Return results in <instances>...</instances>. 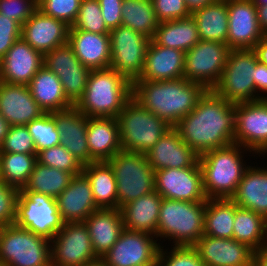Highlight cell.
I'll list each match as a JSON object with an SVG mask.
<instances>
[{"mask_svg": "<svg viewBox=\"0 0 267 266\" xmlns=\"http://www.w3.org/2000/svg\"><path fill=\"white\" fill-rule=\"evenodd\" d=\"M0 153L37 154L33 138L26 125L9 127L0 147Z\"/></svg>", "mask_w": 267, "mask_h": 266, "instance_id": "obj_45", "label": "cell"}, {"mask_svg": "<svg viewBox=\"0 0 267 266\" xmlns=\"http://www.w3.org/2000/svg\"><path fill=\"white\" fill-rule=\"evenodd\" d=\"M0 113L10 126H22L38 119L45 112L27 85L0 81Z\"/></svg>", "mask_w": 267, "mask_h": 266, "instance_id": "obj_22", "label": "cell"}, {"mask_svg": "<svg viewBox=\"0 0 267 266\" xmlns=\"http://www.w3.org/2000/svg\"><path fill=\"white\" fill-rule=\"evenodd\" d=\"M152 40L164 47L182 50L185 53L199 41L198 27L195 18H185L160 22Z\"/></svg>", "mask_w": 267, "mask_h": 266, "instance_id": "obj_32", "label": "cell"}, {"mask_svg": "<svg viewBox=\"0 0 267 266\" xmlns=\"http://www.w3.org/2000/svg\"><path fill=\"white\" fill-rule=\"evenodd\" d=\"M56 203L64 223L84 222L99 209L90 181L83 172L72 177L68 187L56 198Z\"/></svg>", "mask_w": 267, "mask_h": 266, "instance_id": "obj_24", "label": "cell"}, {"mask_svg": "<svg viewBox=\"0 0 267 266\" xmlns=\"http://www.w3.org/2000/svg\"><path fill=\"white\" fill-rule=\"evenodd\" d=\"M160 22L185 18L191 15L185 0H152Z\"/></svg>", "mask_w": 267, "mask_h": 266, "instance_id": "obj_50", "label": "cell"}, {"mask_svg": "<svg viewBox=\"0 0 267 266\" xmlns=\"http://www.w3.org/2000/svg\"><path fill=\"white\" fill-rule=\"evenodd\" d=\"M37 162L73 175L80 174L83 170V165L61 144L39 151Z\"/></svg>", "mask_w": 267, "mask_h": 266, "instance_id": "obj_43", "label": "cell"}, {"mask_svg": "<svg viewBox=\"0 0 267 266\" xmlns=\"http://www.w3.org/2000/svg\"><path fill=\"white\" fill-rule=\"evenodd\" d=\"M15 224L51 240L64 222L55 198L33 191H20Z\"/></svg>", "mask_w": 267, "mask_h": 266, "instance_id": "obj_10", "label": "cell"}, {"mask_svg": "<svg viewBox=\"0 0 267 266\" xmlns=\"http://www.w3.org/2000/svg\"><path fill=\"white\" fill-rule=\"evenodd\" d=\"M163 247L158 253L160 266H205L192 246H173L169 252Z\"/></svg>", "mask_w": 267, "mask_h": 266, "instance_id": "obj_46", "label": "cell"}, {"mask_svg": "<svg viewBox=\"0 0 267 266\" xmlns=\"http://www.w3.org/2000/svg\"><path fill=\"white\" fill-rule=\"evenodd\" d=\"M230 50L226 43L200 40L185 53L184 78L212 90L221 77Z\"/></svg>", "mask_w": 267, "mask_h": 266, "instance_id": "obj_12", "label": "cell"}, {"mask_svg": "<svg viewBox=\"0 0 267 266\" xmlns=\"http://www.w3.org/2000/svg\"><path fill=\"white\" fill-rule=\"evenodd\" d=\"M234 143L252 151L253 155L267 154V99L234 105Z\"/></svg>", "mask_w": 267, "mask_h": 266, "instance_id": "obj_14", "label": "cell"}, {"mask_svg": "<svg viewBox=\"0 0 267 266\" xmlns=\"http://www.w3.org/2000/svg\"><path fill=\"white\" fill-rule=\"evenodd\" d=\"M80 3L81 0H37V8L71 27L77 18Z\"/></svg>", "mask_w": 267, "mask_h": 266, "instance_id": "obj_44", "label": "cell"}, {"mask_svg": "<svg viewBox=\"0 0 267 266\" xmlns=\"http://www.w3.org/2000/svg\"><path fill=\"white\" fill-rule=\"evenodd\" d=\"M36 162L37 154L0 153V180L21 190Z\"/></svg>", "mask_w": 267, "mask_h": 266, "instance_id": "obj_39", "label": "cell"}, {"mask_svg": "<svg viewBox=\"0 0 267 266\" xmlns=\"http://www.w3.org/2000/svg\"><path fill=\"white\" fill-rule=\"evenodd\" d=\"M70 26L38 8L21 26V38L42 55L68 42Z\"/></svg>", "mask_w": 267, "mask_h": 266, "instance_id": "obj_19", "label": "cell"}, {"mask_svg": "<svg viewBox=\"0 0 267 266\" xmlns=\"http://www.w3.org/2000/svg\"><path fill=\"white\" fill-rule=\"evenodd\" d=\"M213 1L215 0H185V3L187 5V8L192 13L194 10L202 8L209 3H212Z\"/></svg>", "mask_w": 267, "mask_h": 266, "instance_id": "obj_57", "label": "cell"}, {"mask_svg": "<svg viewBox=\"0 0 267 266\" xmlns=\"http://www.w3.org/2000/svg\"><path fill=\"white\" fill-rule=\"evenodd\" d=\"M257 62L254 49L230 50L221 77L212 90L233 104L255 101L252 76Z\"/></svg>", "mask_w": 267, "mask_h": 266, "instance_id": "obj_9", "label": "cell"}, {"mask_svg": "<svg viewBox=\"0 0 267 266\" xmlns=\"http://www.w3.org/2000/svg\"><path fill=\"white\" fill-rule=\"evenodd\" d=\"M96 256L101 259L117 242L124 229L120 209H98L84 221Z\"/></svg>", "mask_w": 267, "mask_h": 266, "instance_id": "obj_28", "label": "cell"}, {"mask_svg": "<svg viewBox=\"0 0 267 266\" xmlns=\"http://www.w3.org/2000/svg\"><path fill=\"white\" fill-rule=\"evenodd\" d=\"M82 172L91 184L93 198L99 209H119L116 180L112 168L106 162L83 165Z\"/></svg>", "mask_w": 267, "mask_h": 266, "instance_id": "obj_34", "label": "cell"}, {"mask_svg": "<svg viewBox=\"0 0 267 266\" xmlns=\"http://www.w3.org/2000/svg\"><path fill=\"white\" fill-rule=\"evenodd\" d=\"M43 65L57 76L61 72L91 70L79 61L68 42L45 53L43 55Z\"/></svg>", "mask_w": 267, "mask_h": 266, "instance_id": "obj_42", "label": "cell"}, {"mask_svg": "<svg viewBox=\"0 0 267 266\" xmlns=\"http://www.w3.org/2000/svg\"><path fill=\"white\" fill-rule=\"evenodd\" d=\"M91 70L61 72L58 77L66 97L75 105L83 96Z\"/></svg>", "mask_w": 267, "mask_h": 266, "instance_id": "obj_47", "label": "cell"}, {"mask_svg": "<svg viewBox=\"0 0 267 266\" xmlns=\"http://www.w3.org/2000/svg\"><path fill=\"white\" fill-rule=\"evenodd\" d=\"M237 208L238 206L228 198L207 199L203 235L232 239L234 215Z\"/></svg>", "mask_w": 267, "mask_h": 266, "instance_id": "obj_35", "label": "cell"}, {"mask_svg": "<svg viewBox=\"0 0 267 266\" xmlns=\"http://www.w3.org/2000/svg\"><path fill=\"white\" fill-rule=\"evenodd\" d=\"M233 103L206 90L195 108L174 128L180 138L199 156L234 143L235 111Z\"/></svg>", "mask_w": 267, "mask_h": 266, "instance_id": "obj_1", "label": "cell"}, {"mask_svg": "<svg viewBox=\"0 0 267 266\" xmlns=\"http://www.w3.org/2000/svg\"><path fill=\"white\" fill-rule=\"evenodd\" d=\"M73 176L36 162L27 184L20 191H33L56 199L68 187Z\"/></svg>", "mask_w": 267, "mask_h": 266, "instance_id": "obj_38", "label": "cell"}, {"mask_svg": "<svg viewBox=\"0 0 267 266\" xmlns=\"http://www.w3.org/2000/svg\"><path fill=\"white\" fill-rule=\"evenodd\" d=\"M258 61L267 65V36L262 38L254 47Z\"/></svg>", "mask_w": 267, "mask_h": 266, "instance_id": "obj_55", "label": "cell"}, {"mask_svg": "<svg viewBox=\"0 0 267 266\" xmlns=\"http://www.w3.org/2000/svg\"><path fill=\"white\" fill-rule=\"evenodd\" d=\"M233 239L254 251L260 250L266 245L267 220L252 210L238 207L234 215Z\"/></svg>", "mask_w": 267, "mask_h": 266, "instance_id": "obj_36", "label": "cell"}, {"mask_svg": "<svg viewBox=\"0 0 267 266\" xmlns=\"http://www.w3.org/2000/svg\"><path fill=\"white\" fill-rule=\"evenodd\" d=\"M256 6L257 20L261 31L267 36V1H252Z\"/></svg>", "mask_w": 267, "mask_h": 266, "instance_id": "obj_54", "label": "cell"}, {"mask_svg": "<svg viewBox=\"0 0 267 266\" xmlns=\"http://www.w3.org/2000/svg\"><path fill=\"white\" fill-rule=\"evenodd\" d=\"M9 127H10V125L8 124V122L3 118V116L0 113V147L2 146V143L5 139V136L7 135Z\"/></svg>", "mask_w": 267, "mask_h": 266, "instance_id": "obj_58", "label": "cell"}, {"mask_svg": "<svg viewBox=\"0 0 267 266\" xmlns=\"http://www.w3.org/2000/svg\"><path fill=\"white\" fill-rule=\"evenodd\" d=\"M162 196L156 191L125 204L122 212L125 229L156 236Z\"/></svg>", "mask_w": 267, "mask_h": 266, "instance_id": "obj_31", "label": "cell"}, {"mask_svg": "<svg viewBox=\"0 0 267 266\" xmlns=\"http://www.w3.org/2000/svg\"><path fill=\"white\" fill-rule=\"evenodd\" d=\"M132 98V83L114 69L91 70L83 96L74 105L87 117H113Z\"/></svg>", "mask_w": 267, "mask_h": 266, "instance_id": "obj_4", "label": "cell"}, {"mask_svg": "<svg viewBox=\"0 0 267 266\" xmlns=\"http://www.w3.org/2000/svg\"><path fill=\"white\" fill-rule=\"evenodd\" d=\"M121 11V25L152 40L160 24L152 0H123Z\"/></svg>", "mask_w": 267, "mask_h": 266, "instance_id": "obj_37", "label": "cell"}, {"mask_svg": "<svg viewBox=\"0 0 267 266\" xmlns=\"http://www.w3.org/2000/svg\"><path fill=\"white\" fill-rule=\"evenodd\" d=\"M68 43L85 67L91 70L109 68L111 63L109 34L69 30Z\"/></svg>", "mask_w": 267, "mask_h": 266, "instance_id": "obj_26", "label": "cell"}, {"mask_svg": "<svg viewBox=\"0 0 267 266\" xmlns=\"http://www.w3.org/2000/svg\"><path fill=\"white\" fill-rule=\"evenodd\" d=\"M83 266H106L102 259H97L93 262L87 263Z\"/></svg>", "mask_w": 267, "mask_h": 266, "instance_id": "obj_59", "label": "cell"}, {"mask_svg": "<svg viewBox=\"0 0 267 266\" xmlns=\"http://www.w3.org/2000/svg\"><path fill=\"white\" fill-rule=\"evenodd\" d=\"M43 66V55L19 38L0 59V81L28 85Z\"/></svg>", "mask_w": 267, "mask_h": 266, "instance_id": "obj_20", "label": "cell"}, {"mask_svg": "<svg viewBox=\"0 0 267 266\" xmlns=\"http://www.w3.org/2000/svg\"><path fill=\"white\" fill-rule=\"evenodd\" d=\"M265 35L252 0H228L227 44L233 49H254Z\"/></svg>", "mask_w": 267, "mask_h": 266, "instance_id": "obj_17", "label": "cell"}, {"mask_svg": "<svg viewBox=\"0 0 267 266\" xmlns=\"http://www.w3.org/2000/svg\"><path fill=\"white\" fill-rule=\"evenodd\" d=\"M205 209L206 201L162 198L156 238L172 240L171 246H193L204 233Z\"/></svg>", "mask_w": 267, "mask_h": 266, "instance_id": "obj_5", "label": "cell"}, {"mask_svg": "<svg viewBox=\"0 0 267 266\" xmlns=\"http://www.w3.org/2000/svg\"><path fill=\"white\" fill-rule=\"evenodd\" d=\"M97 259L84 222L64 223L51 239L52 266H83Z\"/></svg>", "mask_w": 267, "mask_h": 266, "instance_id": "obj_13", "label": "cell"}, {"mask_svg": "<svg viewBox=\"0 0 267 266\" xmlns=\"http://www.w3.org/2000/svg\"><path fill=\"white\" fill-rule=\"evenodd\" d=\"M205 266H253L254 253L246 244L235 239L202 235L192 246Z\"/></svg>", "mask_w": 267, "mask_h": 266, "instance_id": "obj_18", "label": "cell"}, {"mask_svg": "<svg viewBox=\"0 0 267 266\" xmlns=\"http://www.w3.org/2000/svg\"><path fill=\"white\" fill-rule=\"evenodd\" d=\"M55 124L60 133V144L82 165L96 162L90 155L87 143V116L75 106L55 112Z\"/></svg>", "mask_w": 267, "mask_h": 266, "instance_id": "obj_23", "label": "cell"}, {"mask_svg": "<svg viewBox=\"0 0 267 266\" xmlns=\"http://www.w3.org/2000/svg\"><path fill=\"white\" fill-rule=\"evenodd\" d=\"M122 150L146 154L172 128L131 98L117 116Z\"/></svg>", "mask_w": 267, "mask_h": 266, "instance_id": "obj_6", "label": "cell"}, {"mask_svg": "<svg viewBox=\"0 0 267 266\" xmlns=\"http://www.w3.org/2000/svg\"><path fill=\"white\" fill-rule=\"evenodd\" d=\"M28 132L33 138L36 153L60 145V133L55 124V112L44 113L38 119L26 124Z\"/></svg>", "mask_w": 267, "mask_h": 266, "instance_id": "obj_40", "label": "cell"}, {"mask_svg": "<svg viewBox=\"0 0 267 266\" xmlns=\"http://www.w3.org/2000/svg\"><path fill=\"white\" fill-rule=\"evenodd\" d=\"M205 91L185 78L132 83V98L172 127L195 108Z\"/></svg>", "mask_w": 267, "mask_h": 266, "instance_id": "obj_2", "label": "cell"}, {"mask_svg": "<svg viewBox=\"0 0 267 266\" xmlns=\"http://www.w3.org/2000/svg\"><path fill=\"white\" fill-rule=\"evenodd\" d=\"M109 37L111 52L109 68L133 83L143 72L150 39L123 25L111 29Z\"/></svg>", "mask_w": 267, "mask_h": 266, "instance_id": "obj_11", "label": "cell"}, {"mask_svg": "<svg viewBox=\"0 0 267 266\" xmlns=\"http://www.w3.org/2000/svg\"><path fill=\"white\" fill-rule=\"evenodd\" d=\"M106 162L115 176L119 209L155 191V171L146 154L121 149Z\"/></svg>", "mask_w": 267, "mask_h": 266, "instance_id": "obj_7", "label": "cell"}, {"mask_svg": "<svg viewBox=\"0 0 267 266\" xmlns=\"http://www.w3.org/2000/svg\"><path fill=\"white\" fill-rule=\"evenodd\" d=\"M267 166H249L231 200L240 208L248 209L267 220Z\"/></svg>", "mask_w": 267, "mask_h": 266, "instance_id": "obj_29", "label": "cell"}, {"mask_svg": "<svg viewBox=\"0 0 267 266\" xmlns=\"http://www.w3.org/2000/svg\"><path fill=\"white\" fill-rule=\"evenodd\" d=\"M252 78L255 84V101L260 100V99L266 100L267 99V95H266L267 93V65L262 64L258 61L255 66V74L254 76H252Z\"/></svg>", "mask_w": 267, "mask_h": 266, "instance_id": "obj_53", "label": "cell"}, {"mask_svg": "<svg viewBox=\"0 0 267 266\" xmlns=\"http://www.w3.org/2000/svg\"><path fill=\"white\" fill-rule=\"evenodd\" d=\"M0 262L2 266H52L51 240L15 223L0 226Z\"/></svg>", "mask_w": 267, "mask_h": 266, "instance_id": "obj_8", "label": "cell"}, {"mask_svg": "<svg viewBox=\"0 0 267 266\" xmlns=\"http://www.w3.org/2000/svg\"><path fill=\"white\" fill-rule=\"evenodd\" d=\"M20 190L0 180V226L15 223Z\"/></svg>", "mask_w": 267, "mask_h": 266, "instance_id": "obj_48", "label": "cell"}, {"mask_svg": "<svg viewBox=\"0 0 267 266\" xmlns=\"http://www.w3.org/2000/svg\"><path fill=\"white\" fill-rule=\"evenodd\" d=\"M143 266H160V265H159V262L157 261L156 263H151V264L143 265Z\"/></svg>", "mask_w": 267, "mask_h": 266, "instance_id": "obj_60", "label": "cell"}, {"mask_svg": "<svg viewBox=\"0 0 267 266\" xmlns=\"http://www.w3.org/2000/svg\"><path fill=\"white\" fill-rule=\"evenodd\" d=\"M254 266H267V245L255 251Z\"/></svg>", "mask_w": 267, "mask_h": 266, "instance_id": "obj_56", "label": "cell"}, {"mask_svg": "<svg viewBox=\"0 0 267 266\" xmlns=\"http://www.w3.org/2000/svg\"><path fill=\"white\" fill-rule=\"evenodd\" d=\"M87 143L96 162L115 156L122 149L117 118L87 117Z\"/></svg>", "mask_w": 267, "mask_h": 266, "instance_id": "obj_27", "label": "cell"}, {"mask_svg": "<svg viewBox=\"0 0 267 266\" xmlns=\"http://www.w3.org/2000/svg\"><path fill=\"white\" fill-rule=\"evenodd\" d=\"M146 156L154 171L195 167L199 164V155L180 138L174 127L163 135Z\"/></svg>", "mask_w": 267, "mask_h": 266, "instance_id": "obj_21", "label": "cell"}, {"mask_svg": "<svg viewBox=\"0 0 267 266\" xmlns=\"http://www.w3.org/2000/svg\"><path fill=\"white\" fill-rule=\"evenodd\" d=\"M252 151L240 144L207 151L199 156L202 170L203 190L207 199H223L235 194L238 184L250 165H246L244 155ZM245 163H244V162Z\"/></svg>", "mask_w": 267, "mask_h": 266, "instance_id": "obj_3", "label": "cell"}, {"mask_svg": "<svg viewBox=\"0 0 267 266\" xmlns=\"http://www.w3.org/2000/svg\"><path fill=\"white\" fill-rule=\"evenodd\" d=\"M69 30H84L98 34H109L98 0H81L79 12Z\"/></svg>", "mask_w": 267, "mask_h": 266, "instance_id": "obj_41", "label": "cell"}, {"mask_svg": "<svg viewBox=\"0 0 267 266\" xmlns=\"http://www.w3.org/2000/svg\"><path fill=\"white\" fill-rule=\"evenodd\" d=\"M185 52L156 44L147 48L144 69L136 81H166L184 78Z\"/></svg>", "mask_w": 267, "mask_h": 266, "instance_id": "obj_25", "label": "cell"}, {"mask_svg": "<svg viewBox=\"0 0 267 266\" xmlns=\"http://www.w3.org/2000/svg\"><path fill=\"white\" fill-rule=\"evenodd\" d=\"M19 38H21V25L0 14V59Z\"/></svg>", "mask_w": 267, "mask_h": 266, "instance_id": "obj_51", "label": "cell"}, {"mask_svg": "<svg viewBox=\"0 0 267 266\" xmlns=\"http://www.w3.org/2000/svg\"><path fill=\"white\" fill-rule=\"evenodd\" d=\"M191 15L195 18L200 40L227 44L228 0H215Z\"/></svg>", "mask_w": 267, "mask_h": 266, "instance_id": "obj_33", "label": "cell"}, {"mask_svg": "<svg viewBox=\"0 0 267 266\" xmlns=\"http://www.w3.org/2000/svg\"><path fill=\"white\" fill-rule=\"evenodd\" d=\"M27 86L31 95L45 113L63 111L74 106L66 97L59 77L44 65Z\"/></svg>", "mask_w": 267, "mask_h": 266, "instance_id": "obj_30", "label": "cell"}, {"mask_svg": "<svg viewBox=\"0 0 267 266\" xmlns=\"http://www.w3.org/2000/svg\"><path fill=\"white\" fill-rule=\"evenodd\" d=\"M101 14L105 25L109 30L117 28L122 24V4L123 0H98Z\"/></svg>", "mask_w": 267, "mask_h": 266, "instance_id": "obj_52", "label": "cell"}, {"mask_svg": "<svg viewBox=\"0 0 267 266\" xmlns=\"http://www.w3.org/2000/svg\"><path fill=\"white\" fill-rule=\"evenodd\" d=\"M158 240L156 236L124 228L117 242L101 259L106 266H143L156 263L162 245L157 243Z\"/></svg>", "mask_w": 267, "mask_h": 266, "instance_id": "obj_15", "label": "cell"}, {"mask_svg": "<svg viewBox=\"0 0 267 266\" xmlns=\"http://www.w3.org/2000/svg\"><path fill=\"white\" fill-rule=\"evenodd\" d=\"M155 191L162 198L171 200L207 201L199 164L195 167L165 168L155 171Z\"/></svg>", "mask_w": 267, "mask_h": 266, "instance_id": "obj_16", "label": "cell"}, {"mask_svg": "<svg viewBox=\"0 0 267 266\" xmlns=\"http://www.w3.org/2000/svg\"><path fill=\"white\" fill-rule=\"evenodd\" d=\"M37 9V0H0V14L17 21L21 26Z\"/></svg>", "mask_w": 267, "mask_h": 266, "instance_id": "obj_49", "label": "cell"}]
</instances>
